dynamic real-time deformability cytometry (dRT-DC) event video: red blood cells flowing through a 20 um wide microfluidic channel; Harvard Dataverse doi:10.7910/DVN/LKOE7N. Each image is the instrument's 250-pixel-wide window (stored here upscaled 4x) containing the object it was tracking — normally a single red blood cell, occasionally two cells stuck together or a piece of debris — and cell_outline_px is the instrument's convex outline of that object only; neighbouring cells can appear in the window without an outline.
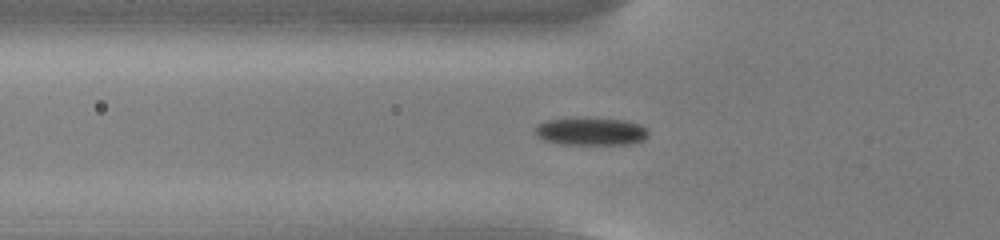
{"species": "common noctule bat (a hibernating species)", "species_latin": "Nyctalus noctula", "temperature_condition": "cold", "stored_images_in_passage": 57, "camera_frame_rate_fps": 3000, "um_per_image_px": 0.085, "animal": {"sex": "male", "body_mass_g": 13.0, "forearm_length_mm": 53.1}, "frame": {"image": 1, "passage_image": 20, "time_ms": 6.333, "image_size_px": [1000, 240], "cell_outline_px": [[648, 136], [644, 140], [628, 144], [560, 144], [544, 140], [536, 132], [536, 124], [548, 120], [628, 120], [640, 124], [648, 128]], "centroid_in_image_um": [50.31, 11.2], "position_along_channel_um": 75.5, "area_um2": 17.63}}
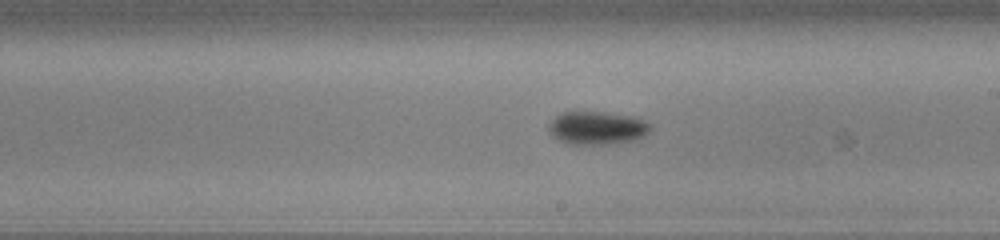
{"frame": {"image": 2, "passage_image": 33, "time_ms": 10.667, "image_size_px": [1000, 240], "cell_outline_px": [[652, 128], [644, 136], [636, 140], [616, 144], [568, 144], [552, 136], [548, 132], [548, 124], [556, 116], [564, 112], [604, 112], [632, 116], [644, 120], [652, 124]], "centroid_in_image_um": [50.78, 10.89], "position_along_channel_um": 238.2, "area_um2": 19.88}}
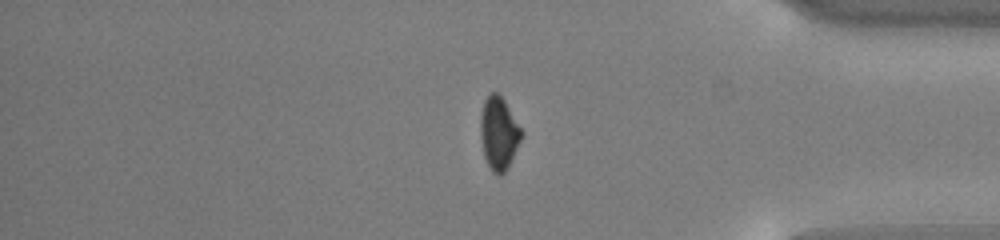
{"frame": {"image": 3, "passage_image": 47, "time_ms": 15.333, "image_size_px": [1000, 240], "cell_outline_px": [[524, 132], [508, 168], [500, 176], [496, 176], [492, 172], [484, 156], [480, 136], [480, 116], [484, 100], [492, 92], [496, 92], [504, 100]], "centroid_in_image_um": [42.4, 11.35], "position_along_channel_um": 392.8, "area_um2": 17.46}, "authors_computed_cell_mechanics": {"area_um2": 17.3978, "velocity_mm_per_s": 3.7507, "shape_relaxation_time_tau1_ms": 1.5969, "shape_relaxation_time_tau2_ms": null, "deformation_change_tau1": 0.1051, "deformation_change_tau2": null}}